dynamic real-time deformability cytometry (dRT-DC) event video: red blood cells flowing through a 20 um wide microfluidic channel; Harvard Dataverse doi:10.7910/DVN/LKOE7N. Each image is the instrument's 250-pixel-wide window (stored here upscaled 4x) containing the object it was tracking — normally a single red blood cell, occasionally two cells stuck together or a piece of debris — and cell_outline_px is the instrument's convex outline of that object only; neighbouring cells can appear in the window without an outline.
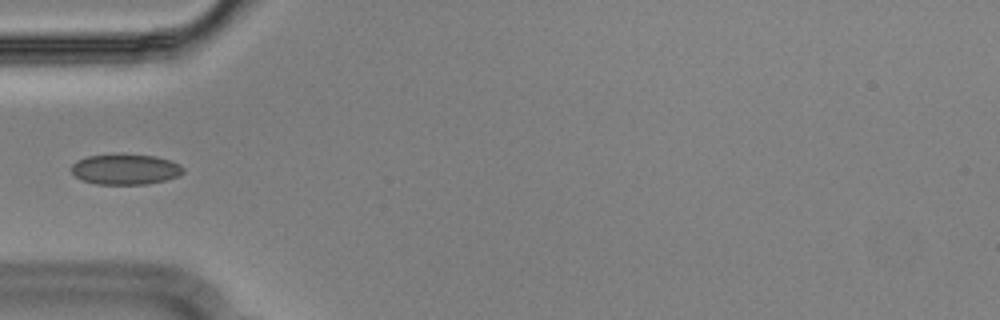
{"species": "Egyptian fruit bat (a non-hibernating species)", "species_latin": "Rousettus aegyptiacus", "temperature_condition": "cold", "stored_images_in_passage": 38, "camera_frame_rate_fps": 3000, "um_per_image_px": 0.085, "animal": {"sex": "male"}, "frame": {"image": 1, "passage_image": 1, "time_ms": 0.0, "image_size_px": [1000, 320], "cell_outline_px": [[184, 172], [180, 176], [148, 184], [96, 184], [80, 180], [72, 172], [72, 164], [76, 160], [88, 156], [120, 152], [156, 156], [172, 160], [180, 164], [184, 168]], "centroid_in_image_um": [10.67, 14.36], "position_along_channel_um": 74.3, "area_um2": 20.52}}
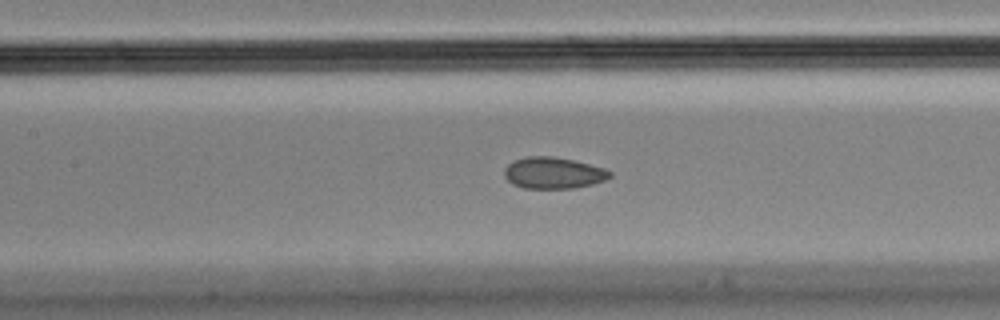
{"frame": {"image": 2, "passage_image": 8, "time_ms": 2.333, "image_size_px": [1000, 320], "cell_outline_px": [[612, 176], [604, 180], [592, 184], [572, 188], [524, 188], [512, 184], [504, 176], [504, 168], [508, 164], [524, 156], [552, 156], [572, 160], [604, 168], [612, 172]], "centroid_in_image_um": [47.01, 14.7], "position_along_channel_um": 160.4, "area_um2": 19.25}}
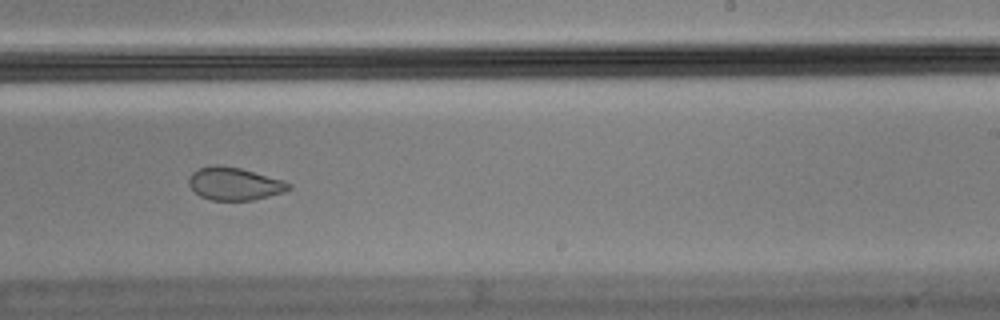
{"frame": {"image": 3, "passage_image": 17, "time_ms": 5.333, "image_size_px": [1000, 320], "cell_outline_px": [[292, 188], [284, 192], [252, 200], [212, 200], [200, 196], [188, 184], [188, 180], [192, 172], [200, 168], [212, 164], [216, 164], [240, 168], [284, 180], [292, 184]], "centroid_in_image_um": [19.94, 15.61], "position_along_channel_um": 269.1, "area_um2": 19.07}}